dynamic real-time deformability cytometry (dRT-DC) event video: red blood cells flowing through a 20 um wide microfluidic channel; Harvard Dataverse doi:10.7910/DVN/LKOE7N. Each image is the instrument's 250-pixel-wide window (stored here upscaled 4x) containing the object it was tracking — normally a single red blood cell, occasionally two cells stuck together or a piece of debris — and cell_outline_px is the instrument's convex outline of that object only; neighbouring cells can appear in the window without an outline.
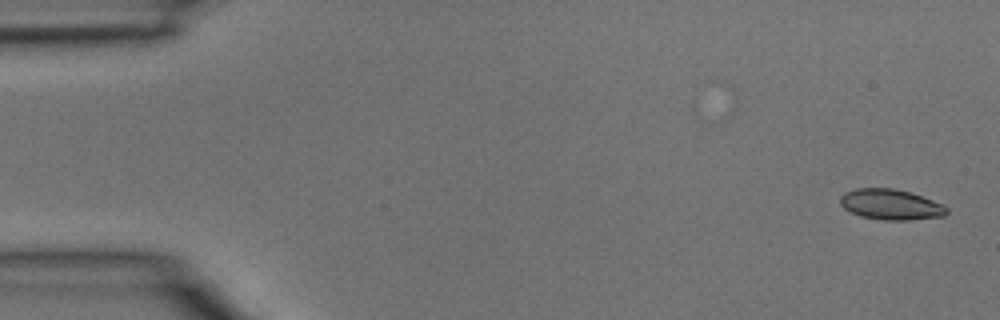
{"species": "common noctule bat (a hibernating species)", "species_latin": "Nyctalus noctula", "temperature_condition": "room temperature", "stored_images_in_passage": 3, "camera_frame_rate_fps": 3000, "um_per_image_px": 0.085, "animal": {"sex": "male", "body_mass_g": 15.6}, "frame": {"image": 1, "passage_image": 1, "time_ms": 0.0, "image_size_px": [1000, 320], "cell_outline_px": [[948, 212], [944, 216], [908, 220], [884, 220], [860, 216], [844, 208], [840, 204], [840, 196], [844, 192], [856, 188], [892, 188], [908, 192], [932, 200], [948, 208]], "centroid_in_image_um": [75.68, 17.38], "position_along_channel_um": 9.3, "area_um2": 18.79}}